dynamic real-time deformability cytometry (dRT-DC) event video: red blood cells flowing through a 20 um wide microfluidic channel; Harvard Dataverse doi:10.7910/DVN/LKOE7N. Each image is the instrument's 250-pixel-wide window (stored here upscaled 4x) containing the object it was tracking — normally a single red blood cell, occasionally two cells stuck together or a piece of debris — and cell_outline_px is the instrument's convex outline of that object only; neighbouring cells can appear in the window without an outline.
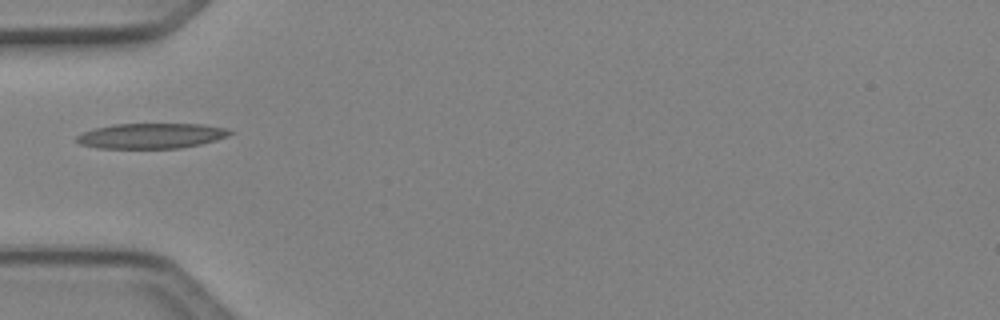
{"species": "Egyptian fruit bat (a non-hibernating species)", "species_latin": "Rousettus aegyptiacus", "temperature_condition": "cold", "stored_images_in_passage": 5, "camera_frame_rate_fps": 3000, "um_per_image_px": 0.085, "animal": {"sex": "female"}, "frame": {"image": 1, "passage_image": 5, "time_ms": 1.333, "image_size_px": [1000, 320], "cell_outline_px": [[236, 132], [228, 136], [216, 140], [200, 144], [180, 148], [100, 148], [80, 144], [76, 140], [76, 136], [84, 132], [96, 128], [112, 124], [204, 124], [228, 128]], "centroid_in_image_um": [12.92, 11.54], "position_along_channel_um": 72.1, "area_um2": 22.6}}